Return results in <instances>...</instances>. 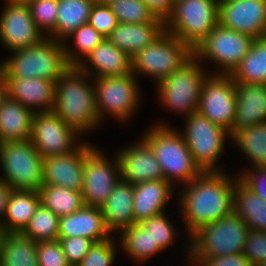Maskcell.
<instances>
[{"mask_svg": "<svg viewBox=\"0 0 266 266\" xmlns=\"http://www.w3.org/2000/svg\"><path fill=\"white\" fill-rule=\"evenodd\" d=\"M77 135L53 111L33 115L30 141L43 158L74 151L78 147Z\"/></svg>", "mask_w": 266, "mask_h": 266, "instance_id": "obj_15", "label": "cell"}, {"mask_svg": "<svg viewBox=\"0 0 266 266\" xmlns=\"http://www.w3.org/2000/svg\"><path fill=\"white\" fill-rule=\"evenodd\" d=\"M7 97V82L3 69L0 65V103Z\"/></svg>", "mask_w": 266, "mask_h": 266, "instance_id": "obj_50", "label": "cell"}, {"mask_svg": "<svg viewBox=\"0 0 266 266\" xmlns=\"http://www.w3.org/2000/svg\"><path fill=\"white\" fill-rule=\"evenodd\" d=\"M7 96L32 112H51L55 102V82L44 78H5ZM40 107L39 111L33 108Z\"/></svg>", "mask_w": 266, "mask_h": 266, "instance_id": "obj_20", "label": "cell"}, {"mask_svg": "<svg viewBox=\"0 0 266 266\" xmlns=\"http://www.w3.org/2000/svg\"><path fill=\"white\" fill-rule=\"evenodd\" d=\"M38 266H70L59 239L37 243Z\"/></svg>", "mask_w": 266, "mask_h": 266, "instance_id": "obj_42", "label": "cell"}, {"mask_svg": "<svg viewBox=\"0 0 266 266\" xmlns=\"http://www.w3.org/2000/svg\"><path fill=\"white\" fill-rule=\"evenodd\" d=\"M30 9L32 19L41 32L46 30L54 34L58 12V0H29L26 3Z\"/></svg>", "mask_w": 266, "mask_h": 266, "instance_id": "obj_38", "label": "cell"}, {"mask_svg": "<svg viewBox=\"0 0 266 266\" xmlns=\"http://www.w3.org/2000/svg\"><path fill=\"white\" fill-rule=\"evenodd\" d=\"M69 48L46 35L33 46L13 51L14 55L0 65L5 78H44L56 82L70 66L81 62L80 56Z\"/></svg>", "mask_w": 266, "mask_h": 266, "instance_id": "obj_2", "label": "cell"}, {"mask_svg": "<svg viewBox=\"0 0 266 266\" xmlns=\"http://www.w3.org/2000/svg\"><path fill=\"white\" fill-rule=\"evenodd\" d=\"M118 23H164L142 0H108Z\"/></svg>", "mask_w": 266, "mask_h": 266, "instance_id": "obj_37", "label": "cell"}, {"mask_svg": "<svg viewBox=\"0 0 266 266\" xmlns=\"http://www.w3.org/2000/svg\"><path fill=\"white\" fill-rule=\"evenodd\" d=\"M7 2L27 3L29 0H6Z\"/></svg>", "mask_w": 266, "mask_h": 266, "instance_id": "obj_51", "label": "cell"}, {"mask_svg": "<svg viewBox=\"0 0 266 266\" xmlns=\"http://www.w3.org/2000/svg\"><path fill=\"white\" fill-rule=\"evenodd\" d=\"M157 18L165 20L171 15L175 0H142Z\"/></svg>", "mask_w": 266, "mask_h": 266, "instance_id": "obj_48", "label": "cell"}, {"mask_svg": "<svg viewBox=\"0 0 266 266\" xmlns=\"http://www.w3.org/2000/svg\"><path fill=\"white\" fill-rule=\"evenodd\" d=\"M116 247L110 237L105 241L94 243L77 266H110L116 255Z\"/></svg>", "mask_w": 266, "mask_h": 266, "instance_id": "obj_40", "label": "cell"}, {"mask_svg": "<svg viewBox=\"0 0 266 266\" xmlns=\"http://www.w3.org/2000/svg\"><path fill=\"white\" fill-rule=\"evenodd\" d=\"M230 75L235 83L266 84V37L254 39L249 52Z\"/></svg>", "mask_w": 266, "mask_h": 266, "instance_id": "obj_32", "label": "cell"}, {"mask_svg": "<svg viewBox=\"0 0 266 266\" xmlns=\"http://www.w3.org/2000/svg\"><path fill=\"white\" fill-rule=\"evenodd\" d=\"M59 242L70 266H77L94 244L91 239L80 236L59 238Z\"/></svg>", "mask_w": 266, "mask_h": 266, "instance_id": "obj_43", "label": "cell"}, {"mask_svg": "<svg viewBox=\"0 0 266 266\" xmlns=\"http://www.w3.org/2000/svg\"><path fill=\"white\" fill-rule=\"evenodd\" d=\"M94 3L93 0H58L56 30L50 37L62 42L80 26L88 24Z\"/></svg>", "mask_w": 266, "mask_h": 266, "instance_id": "obj_31", "label": "cell"}, {"mask_svg": "<svg viewBox=\"0 0 266 266\" xmlns=\"http://www.w3.org/2000/svg\"><path fill=\"white\" fill-rule=\"evenodd\" d=\"M134 185L119 180L106 202L100 207L107 230L120 232L134 225Z\"/></svg>", "mask_w": 266, "mask_h": 266, "instance_id": "obj_24", "label": "cell"}, {"mask_svg": "<svg viewBox=\"0 0 266 266\" xmlns=\"http://www.w3.org/2000/svg\"><path fill=\"white\" fill-rule=\"evenodd\" d=\"M39 194L41 203L59 217L77 212L84 206L81 191L60 186L42 185Z\"/></svg>", "mask_w": 266, "mask_h": 266, "instance_id": "obj_33", "label": "cell"}, {"mask_svg": "<svg viewBox=\"0 0 266 266\" xmlns=\"http://www.w3.org/2000/svg\"><path fill=\"white\" fill-rule=\"evenodd\" d=\"M75 38L76 49L81 56L85 57L99 44L105 37L97 32L89 23L80 26L68 38Z\"/></svg>", "mask_w": 266, "mask_h": 266, "instance_id": "obj_45", "label": "cell"}, {"mask_svg": "<svg viewBox=\"0 0 266 266\" xmlns=\"http://www.w3.org/2000/svg\"><path fill=\"white\" fill-rule=\"evenodd\" d=\"M219 73L208 74L203 82L198 112L230 134L236 114V83L230 74Z\"/></svg>", "mask_w": 266, "mask_h": 266, "instance_id": "obj_13", "label": "cell"}, {"mask_svg": "<svg viewBox=\"0 0 266 266\" xmlns=\"http://www.w3.org/2000/svg\"><path fill=\"white\" fill-rule=\"evenodd\" d=\"M186 117L183 136L194 163L202 172H221L215 163L223 151L225 138L230 136L229 132L198 111Z\"/></svg>", "mask_w": 266, "mask_h": 266, "instance_id": "obj_10", "label": "cell"}, {"mask_svg": "<svg viewBox=\"0 0 266 266\" xmlns=\"http://www.w3.org/2000/svg\"><path fill=\"white\" fill-rule=\"evenodd\" d=\"M114 158V162L113 160L109 162L95 147L84 157V179L81 191L84 205L101 207L121 179L117 155Z\"/></svg>", "mask_w": 266, "mask_h": 266, "instance_id": "obj_14", "label": "cell"}, {"mask_svg": "<svg viewBox=\"0 0 266 266\" xmlns=\"http://www.w3.org/2000/svg\"><path fill=\"white\" fill-rule=\"evenodd\" d=\"M134 76L130 73L94 78L95 105L100 121L105 113L123 121L133 115L140 93Z\"/></svg>", "mask_w": 266, "mask_h": 266, "instance_id": "obj_11", "label": "cell"}, {"mask_svg": "<svg viewBox=\"0 0 266 266\" xmlns=\"http://www.w3.org/2000/svg\"><path fill=\"white\" fill-rule=\"evenodd\" d=\"M34 112L10 99L0 103V143L30 140Z\"/></svg>", "mask_w": 266, "mask_h": 266, "instance_id": "obj_27", "label": "cell"}, {"mask_svg": "<svg viewBox=\"0 0 266 266\" xmlns=\"http://www.w3.org/2000/svg\"><path fill=\"white\" fill-rule=\"evenodd\" d=\"M254 165L266 166V122L242 128L230 136Z\"/></svg>", "mask_w": 266, "mask_h": 266, "instance_id": "obj_34", "label": "cell"}, {"mask_svg": "<svg viewBox=\"0 0 266 266\" xmlns=\"http://www.w3.org/2000/svg\"><path fill=\"white\" fill-rule=\"evenodd\" d=\"M256 266H266V260L261 263H258Z\"/></svg>", "mask_w": 266, "mask_h": 266, "instance_id": "obj_52", "label": "cell"}, {"mask_svg": "<svg viewBox=\"0 0 266 266\" xmlns=\"http://www.w3.org/2000/svg\"><path fill=\"white\" fill-rule=\"evenodd\" d=\"M164 30V23H118L108 40L132 58Z\"/></svg>", "mask_w": 266, "mask_h": 266, "instance_id": "obj_26", "label": "cell"}, {"mask_svg": "<svg viewBox=\"0 0 266 266\" xmlns=\"http://www.w3.org/2000/svg\"><path fill=\"white\" fill-rule=\"evenodd\" d=\"M254 170L245 171L239 179L255 194L266 201V166H255ZM256 169V170H255Z\"/></svg>", "mask_w": 266, "mask_h": 266, "instance_id": "obj_46", "label": "cell"}, {"mask_svg": "<svg viewBox=\"0 0 266 266\" xmlns=\"http://www.w3.org/2000/svg\"><path fill=\"white\" fill-rule=\"evenodd\" d=\"M193 55V51L183 41L164 30L151 44L131 58L132 73L150 75L159 83Z\"/></svg>", "mask_w": 266, "mask_h": 266, "instance_id": "obj_8", "label": "cell"}, {"mask_svg": "<svg viewBox=\"0 0 266 266\" xmlns=\"http://www.w3.org/2000/svg\"><path fill=\"white\" fill-rule=\"evenodd\" d=\"M110 234L100 207L84 205L77 212L60 217L58 239L80 236L96 243L107 240Z\"/></svg>", "mask_w": 266, "mask_h": 266, "instance_id": "obj_22", "label": "cell"}, {"mask_svg": "<svg viewBox=\"0 0 266 266\" xmlns=\"http://www.w3.org/2000/svg\"><path fill=\"white\" fill-rule=\"evenodd\" d=\"M40 203L39 191L12 190L0 226L3 233H21Z\"/></svg>", "mask_w": 266, "mask_h": 266, "instance_id": "obj_28", "label": "cell"}, {"mask_svg": "<svg viewBox=\"0 0 266 266\" xmlns=\"http://www.w3.org/2000/svg\"><path fill=\"white\" fill-rule=\"evenodd\" d=\"M94 2H107L108 0H93Z\"/></svg>", "mask_w": 266, "mask_h": 266, "instance_id": "obj_54", "label": "cell"}, {"mask_svg": "<svg viewBox=\"0 0 266 266\" xmlns=\"http://www.w3.org/2000/svg\"><path fill=\"white\" fill-rule=\"evenodd\" d=\"M0 266H38L37 242L21 233H3Z\"/></svg>", "mask_w": 266, "mask_h": 266, "instance_id": "obj_30", "label": "cell"}, {"mask_svg": "<svg viewBox=\"0 0 266 266\" xmlns=\"http://www.w3.org/2000/svg\"><path fill=\"white\" fill-rule=\"evenodd\" d=\"M164 213L141 222L148 229L153 244H157L161 250L169 246L175 238V229Z\"/></svg>", "mask_w": 266, "mask_h": 266, "instance_id": "obj_39", "label": "cell"}, {"mask_svg": "<svg viewBox=\"0 0 266 266\" xmlns=\"http://www.w3.org/2000/svg\"><path fill=\"white\" fill-rule=\"evenodd\" d=\"M222 172H202L185 185L180 197L188 236L204 225L216 222L233 211V178Z\"/></svg>", "mask_w": 266, "mask_h": 266, "instance_id": "obj_1", "label": "cell"}, {"mask_svg": "<svg viewBox=\"0 0 266 266\" xmlns=\"http://www.w3.org/2000/svg\"><path fill=\"white\" fill-rule=\"evenodd\" d=\"M92 148L91 144L82 143L68 154L44 158L43 185L82 191L84 157Z\"/></svg>", "mask_w": 266, "mask_h": 266, "instance_id": "obj_18", "label": "cell"}, {"mask_svg": "<svg viewBox=\"0 0 266 266\" xmlns=\"http://www.w3.org/2000/svg\"><path fill=\"white\" fill-rule=\"evenodd\" d=\"M233 211L249 229L266 232V201L237 177L234 181Z\"/></svg>", "mask_w": 266, "mask_h": 266, "instance_id": "obj_29", "label": "cell"}, {"mask_svg": "<svg viewBox=\"0 0 266 266\" xmlns=\"http://www.w3.org/2000/svg\"><path fill=\"white\" fill-rule=\"evenodd\" d=\"M4 181L12 190L39 191L43 185L44 158L30 140L0 143Z\"/></svg>", "mask_w": 266, "mask_h": 266, "instance_id": "obj_7", "label": "cell"}, {"mask_svg": "<svg viewBox=\"0 0 266 266\" xmlns=\"http://www.w3.org/2000/svg\"><path fill=\"white\" fill-rule=\"evenodd\" d=\"M12 189L4 182L0 180V217L3 218L5 216L6 212V206L8 204V199L11 194ZM2 220H0V226H1Z\"/></svg>", "mask_w": 266, "mask_h": 266, "instance_id": "obj_49", "label": "cell"}, {"mask_svg": "<svg viewBox=\"0 0 266 266\" xmlns=\"http://www.w3.org/2000/svg\"><path fill=\"white\" fill-rule=\"evenodd\" d=\"M200 62L193 55L178 70L157 83L158 96L166 108L185 112L187 116L198 111L203 82L208 76Z\"/></svg>", "mask_w": 266, "mask_h": 266, "instance_id": "obj_9", "label": "cell"}, {"mask_svg": "<svg viewBox=\"0 0 266 266\" xmlns=\"http://www.w3.org/2000/svg\"><path fill=\"white\" fill-rule=\"evenodd\" d=\"M2 234H3V231H2V229L0 228V240H1Z\"/></svg>", "mask_w": 266, "mask_h": 266, "instance_id": "obj_55", "label": "cell"}, {"mask_svg": "<svg viewBox=\"0 0 266 266\" xmlns=\"http://www.w3.org/2000/svg\"><path fill=\"white\" fill-rule=\"evenodd\" d=\"M148 131L142 138L155 153L168 183L172 185L176 179L189 184L202 173L194 163L183 134L164 124H158Z\"/></svg>", "mask_w": 266, "mask_h": 266, "instance_id": "obj_4", "label": "cell"}, {"mask_svg": "<svg viewBox=\"0 0 266 266\" xmlns=\"http://www.w3.org/2000/svg\"><path fill=\"white\" fill-rule=\"evenodd\" d=\"M253 41V37L218 23L193 53L199 60L218 63L222 67L221 74H231L249 52Z\"/></svg>", "mask_w": 266, "mask_h": 266, "instance_id": "obj_12", "label": "cell"}, {"mask_svg": "<svg viewBox=\"0 0 266 266\" xmlns=\"http://www.w3.org/2000/svg\"><path fill=\"white\" fill-rule=\"evenodd\" d=\"M219 23L217 0H175L165 31L194 51Z\"/></svg>", "mask_w": 266, "mask_h": 266, "instance_id": "obj_6", "label": "cell"}, {"mask_svg": "<svg viewBox=\"0 0 266 266\" xmlns=\"http://www.w3.org/2000/svg\"><path fill=\"white\" fill-rule=\"evenodd\" d=\"M120 165L121 180L135 185L145 181L163 180L164 174L150 145L142 138L116 153Z\"/></svg>", "mask_w": 266, "mask_h": 266, "instance_id": "obj_19", "label": "cell"}, {"mask_svg": "<svg viewBox=\"0 0 266 266\" xmlns=\"http://www.w3.org/2000/svg\"><path fill=\"white\" fill-rule=\"evenodd\" d=\"M0 15V40L8 50L33 46L44 37L32 19L26 3L6 2Z\"/></svg>", "mask_w": 266, "mask_h": 266, "instance_id": "obj_16", "label": "cell"}, {"mask_svg": "<svg viewBox=\"0 0 266 266\" xmlns=\"http://www.w3.org/2000/svg\"><path fill=\"white\" fill-rule=\"evenodd\" d=\"M248 232V225L234 211L204 225L190 236L189 263L195 265L201 257L243 253Z\"/></svg>", "mask_w": 266, "mask_h": 266, "instance_id": "obj_5", "label": "cell"}, {"mask_svg": "<svg viewBox=\"0 0 266 266\" xmlns=\"http://www.w3.org/2000/svg\"><path fill=\"white\" fill-rule=\"evenodd\" d=\"M103 37L108 38L116 28V16L106 2H95L88 22Z\"/></svg>", "mask_w": 266, "mask_h": 266, "instance_id": "obj_41", "label": "cell"}, {"mask_svg": "<svg viewBox=\"0 0 266 266\" xmlns=\"http://www.w3.org/2000/svg\"><path fill=\"white\" fill-rule=\"evenodd\" d=\"M219 23L256 38L266 37V0H229L219 4Z\"/></svg>", "mask_w": 266, "mask_h": 266, "instance_id": "obj_17", "label": "cell"}, {"mask_svg": "<svg viewBox=\"0 0 266 266\" xmlns=\"http://www.w3.org/2000/svg\"><path fill=\"white\" fill-rule=\"evenodd\" d=\"M59 221V216L40 203L35 214L31 217L28 225L21 234L37 243L56 240L59 235Z\"/></svg>", "mask_w": 266, "mask_h": 266, "instance_id": "obj_36", "label": "cell"}, {"mask_svg": "<svg viewBox=\"0 0 266 266\" xmlns=\"http://www.w3.org/2000/svg\"><path fill=\"white\" fill-rule=\"evenodd\" d=\"M266 122V84L236 83V131Z\"/></svg>", "mask_w": 266, "mask_h": 266, "instance_id": "obj_21", "label": "cell"}, {"mask_svg": "<svg viewBox=\"0 0 266 266\" xmlns=\"http://www.w3.org/2000/svg\"><path fill=\"white\" fill-rule=\"evenodd\" d=\"M171 184L165 179L145 181L134 185V224L164 212L171 196Z\"/></svg>", "mask_w": 266, "mask_h": 266, "instance_id": "obj_25", "label": "cell"}, {"mask_svg": "<svg viewBox=\"0 0 266 266\" xmlns=\"http://www.w3.org/2000/svg\"><path fill=\"white\" fill-rule=\"evenodd\" d=\"M121 232L122 249L138 262L161 251L157 244H153L148 229L141 222L124 228Z\"/></svg>", "mask_w": 266, "mask_h": 266, "instance_id": "obj_35", "label": "cell"}, {"mask_svg": "<svg viewBox=\"0 0 266 266\" xmlns=\"http://www.w3.org/2000/svg\"><path fill=\"white\" fill-rule=\"evenodd\" d=\"M196 266H252L243 253H236L218 257H201Z\"/></svg>", "mask_w": 266, "mask_h": 266, "instance_id": "obj_47", "label": "cell"}, {"mask_svg": "<svg viewBox=\"0 0 266 266\" xmlns=\"http://www.w3.org/2000/svg\"><path fill=\"white\" fill-rule=\"evenodd\" d=\"M83 61L77 65L86 74H91V68L87 66L90 63L94 66L95 77L120 76L132 73L131 57L123 50L118 49L108 38L99 43ZM87 62V63H86Z\"/></svg>", "mask_w": 266, "mask_h": 266, "instance_id": "obj_23", "label": "cell"}, {"mask_svg": "<svg viewBox=\"0 0 266 266\" xmlns=\"http://www.w3.org/2000/svg\"><path fill=\"white\" fill-rule=\"evenodd\" d=\"M252 266L266 260V232L249 229L244 252Z\"/></svg>", "mask_w": 266, "mask_h": 266, "instance_id": "obj_44", "label": "cell"}, {"mask_svg": "<svg viewBox=\"0 0 266 266\" xmlns=\"http://www.w3.org/2000/svg\"><path fill=\"white\" fill-rule=\"evenodd\" d=\"M227 1H229V0H217V3H218V4H221V3H223V2H227Z\"/></svg>", "mask_w": 266, "mask_h": 266, "instance_id": "obj_53", "label": "cell"}, {"mask_svg": "<svg viewBox=\"0 0 266 266\" xmlns=\"http://www.w3.org/2000/svg\"><path fill=\"white\" fill-rule=\"evenodd\" d=\"M88 76L78 66H70L55 82L52 111L78 134L92 130L100 123L94 85L90 84Z\"/></svg>", "mask_w": 266, "mask_h": 266, "instance_id": "obj_3", "label": "cell"}]
</instances>
